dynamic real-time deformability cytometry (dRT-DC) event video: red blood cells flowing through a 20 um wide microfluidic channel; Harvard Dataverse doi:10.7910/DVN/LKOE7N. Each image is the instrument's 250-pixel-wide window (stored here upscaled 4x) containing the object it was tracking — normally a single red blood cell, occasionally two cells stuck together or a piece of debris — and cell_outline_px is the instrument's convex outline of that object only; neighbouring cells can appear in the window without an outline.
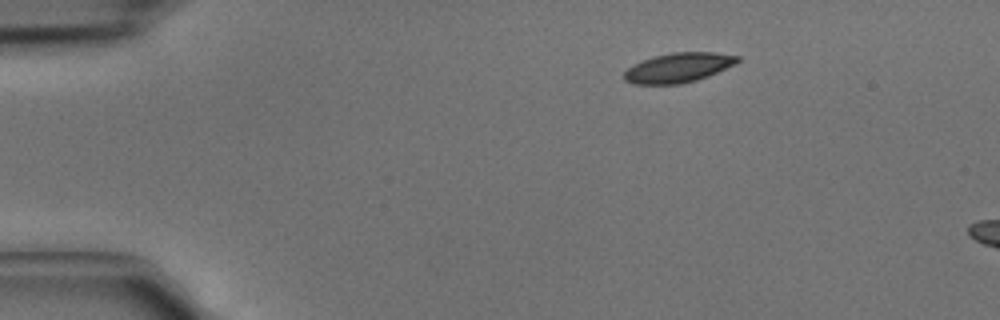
{"species": "common noctule bat (a hibernating species)", "species_latin": "Nyctalus noctula", "temperature_condition": "cold", "stored_images_in_passage": 5, "camera_frame_rate_fps": 3000, "um_per_image_px": 0.085, "animal": {"sex": "male", "body_mass_g": 15.6}, "frame": {"image": 1, "passage_image": 5, "time_ms": 1.333, "image_size_px": [1000, 320], "cell_outline_px": [[740, 60], [736, 64], [708, 76], [696, 80], [680, 84], [636, 84], [624, 80], [624, 72], [628, 68], [644, 60], [656, 56], [672, 52], [716, 52], [740, 56]], "centroid_in_image_um": [57.71, 5.75], "position_along_channel_um": 27.3, "area_um2": 19.42}}